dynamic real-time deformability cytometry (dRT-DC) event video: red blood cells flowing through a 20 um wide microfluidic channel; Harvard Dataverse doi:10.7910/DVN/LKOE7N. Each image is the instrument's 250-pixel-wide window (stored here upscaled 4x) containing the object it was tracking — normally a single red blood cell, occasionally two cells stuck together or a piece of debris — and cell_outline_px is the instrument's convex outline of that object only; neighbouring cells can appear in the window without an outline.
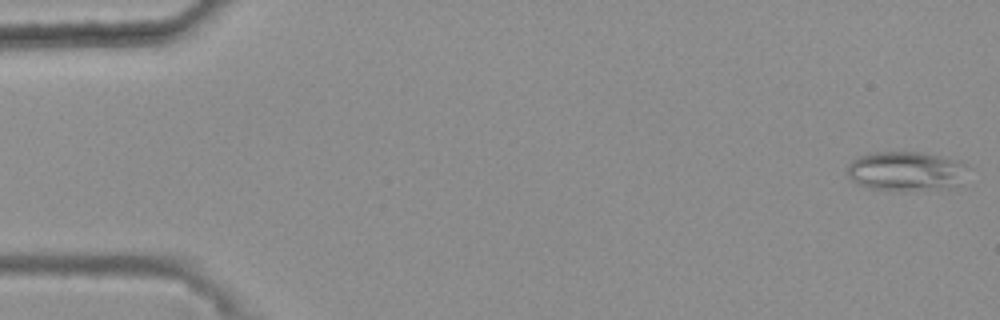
{"species": "common noctule bat (a hibernating species)", "species_latin": "Nyctalus noctula", "temperature_condition": "warm", "stored_images_in_passage": 48, "camera_frame_rate_fps": 3000, "um_per_image_px": 0.085, "animal": {"sex": "female", "body_mass_g": 25.1}, "frame": {"image": 1, "passage_image": 1, "time_ms": 0.0, "image_size_px": [1000, 320], "cell_outline_px": [[972, 168], [960, 184], [948, 188], [872, 188], [860, 184], [852, 180], [848, 176], [848, 164], [852, 160], [860, 156], [872, 152], [920, 152], [940, 156], [968, 164]], "centroid_in_image_um": [77.08, 14.5], "position_along_channel_um": 7.9, "area_um2": 27.11}}
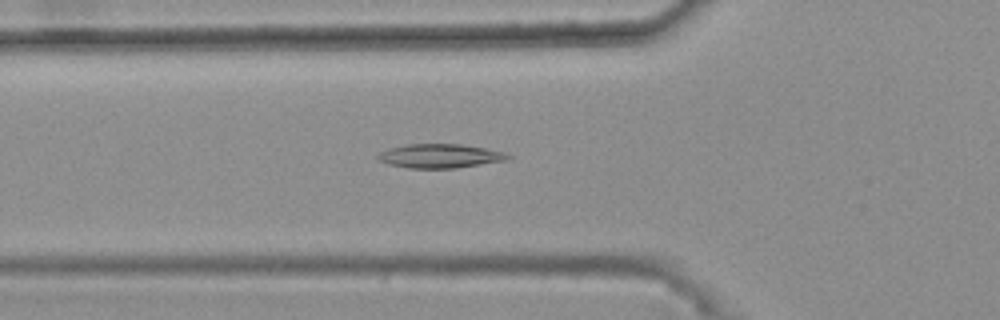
{"frame": {"image": 2, "passage_image": 19, "time_ms": 6.0, "image_size_px": [1000, 320], "cell_outline_px": [[512, 156], [508, 160], [456, 168], [408, 168], [388, 164], [380, 160], [376, 156], [380, 152], [388, 148], [408, 144], [460, 144], [484, 148], [504, 152]], "centroid_in_image_um": [37.4, 13.26], "position_along_channel_um": 88.4, "area_um2": 18.15}}
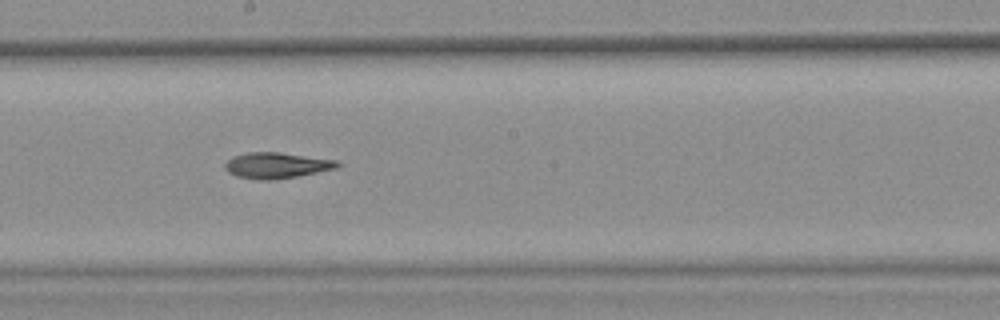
{"frame": {"image": 3, "passage_image": 30, "time_ms": 9.667, "image_size_px": [1000, 320], "cell_outline_px": [[344, 164], [336, 168], [296, 176], [272, 180], [256, 180], [236, 176], [228, 172], [224, 168], [224, 164], [232, 156], [248, 152], [280, 152], [336, 160]], "centroid_in_image_um": [23.48, 14.05], "position_along_channel_um": 224.7, "area_um2": 16.99}}